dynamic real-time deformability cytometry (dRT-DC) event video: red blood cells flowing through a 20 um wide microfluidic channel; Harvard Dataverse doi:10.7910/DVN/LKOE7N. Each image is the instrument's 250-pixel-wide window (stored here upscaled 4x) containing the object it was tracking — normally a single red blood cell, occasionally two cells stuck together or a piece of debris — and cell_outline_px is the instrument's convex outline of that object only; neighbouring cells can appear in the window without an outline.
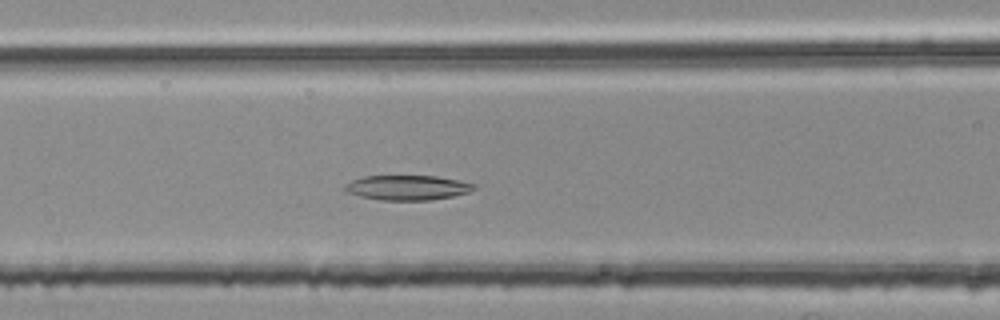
{"species": "common noctule bat (a hibernating species)", "species_latin": "Nyctalus noctula", "temperature_condition": "room temperature", "stored_images_in_passage": 42, "camera_frame_rate_fps": 3000, "um_per_image_px": 0.085, "animal": {"sex": "female", "body_mass_g": 25.1}, "frame": {"image": 1, "passage_image": 12, "time_ms": 3.667, "image_size_px": [1000, 320], "cell_outline_px": [[476, 188], [468, 192], [452, 196], [428, 200], [380, 200], [360, 196], [348, 192], [344, 188], [344, 184], [352, 180], [364, 176], [436, 176], [460, 180], [476, 184]], "centroid_in_image_um": [34.64, 15.94], "position_along_channel_um": 132.0, "area_um2": 18.61}}
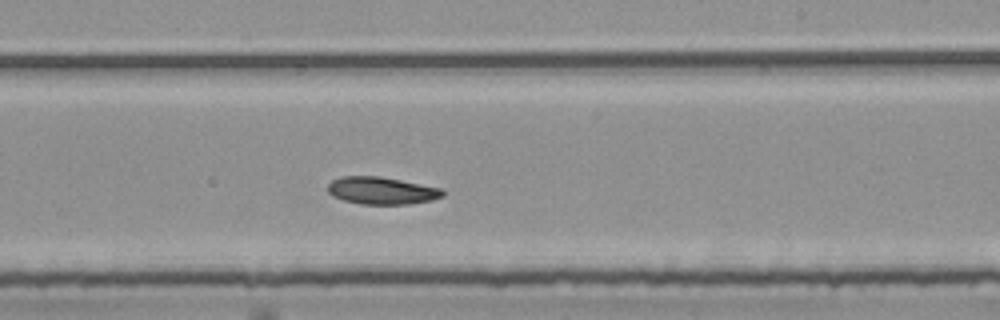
{"frame": {"image": 2, "passage_image": 22, "time_ms": 7.0, "image_size_px": [1000, 320], "cell_outline_px": [[444, 196], [432, 200], [408, 204], [360, 204], [344, 200], [332, 196], [328, 192], [328, 184], [332, 180], [344, 176], [380, 176], [444, 188]], "centroid_in_image_um": [32.47, 16.2], "position_along_channel_um": 256.5, "area_um2": 18.44}}
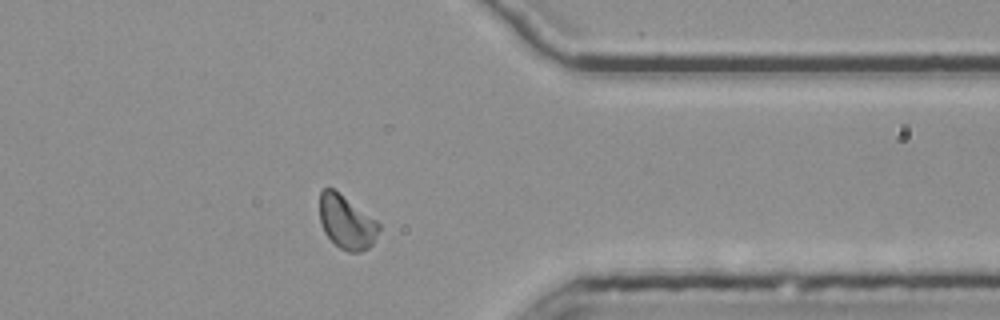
{"frame": {"image": 3, "passage_image": 33, "time_ms": 10.667, "image_size_px": [1000, 320], "cell_outline_px": [[380, 228], [372, 244], [368, 248], [360, 252], [348, 252], [340, 248], [324, 232], [320, 224], [320, 192], [324, 188], [332, 188], [376, 220], [380, 224]], "centroid_in_image_um": [29.44, 18.9], "position_along_channel_um": 382.0, "area_um2": 18.21}}